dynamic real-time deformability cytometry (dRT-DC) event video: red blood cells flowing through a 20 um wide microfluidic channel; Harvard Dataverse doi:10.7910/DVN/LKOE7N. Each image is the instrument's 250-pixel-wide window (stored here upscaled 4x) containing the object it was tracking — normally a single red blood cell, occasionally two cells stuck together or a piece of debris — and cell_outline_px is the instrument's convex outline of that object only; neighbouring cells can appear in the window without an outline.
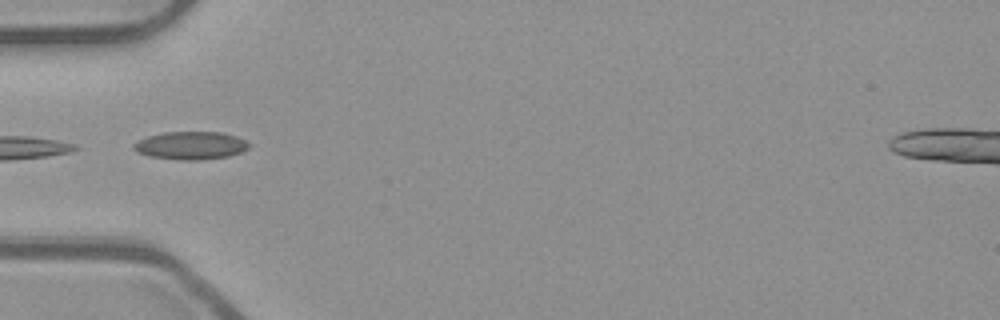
{"species": "common noctule bat (a hibernating species)", "species_latin": "Nyctalus noctula", "temperature_condition": "room temperature", "stored_images_in_passage": 4, "camera_frame_rate_fps": 3000, "um_per_image_px": 0.085, "animal": {"sex": "male", "body_mass_g": 23.1, "forearm_length_mm": 52.7}, "frame": {"image": 1, "passage_image": 1, "time_ms": 0.0, "image_size_px": [1000, 320], "cell_outline_px": [[252, 144], [248, 148], [240, 152], [228, 156], [200, 160], [184, 160], [148, 156], [136, 152], [132, 148], [132, 144], [136, 140], [148, 136], [164, 132], [220, 132], [236, 136]], "centroid_in_image_um": [16.17, 12.36], "position_along_channel_um": 68.8, "area_um2": 18.84}}